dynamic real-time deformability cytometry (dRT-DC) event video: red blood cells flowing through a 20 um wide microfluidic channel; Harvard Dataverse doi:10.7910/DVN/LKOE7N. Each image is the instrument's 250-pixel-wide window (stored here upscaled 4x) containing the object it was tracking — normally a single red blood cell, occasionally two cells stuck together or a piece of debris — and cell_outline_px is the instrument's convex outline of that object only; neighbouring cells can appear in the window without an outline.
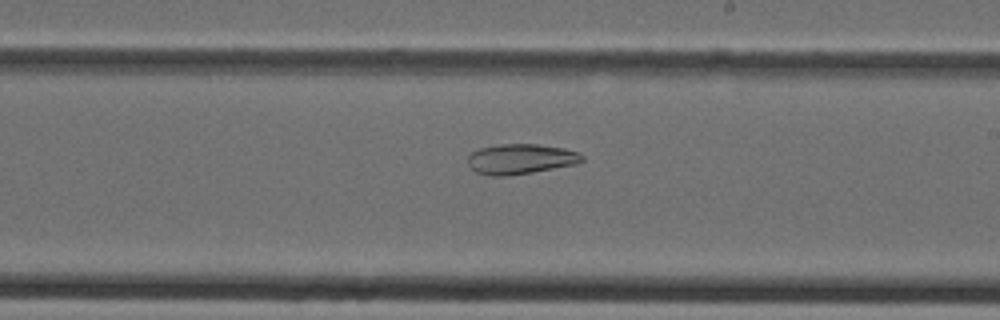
{"species": "Egyptian fruit bat (a non-hibernating species)", "species_latin": "Rousettus aegyptiacus", "temperature_condition": "cold", "stored_images_in_passage": 41, "camera_frame_rate_fps": 3000, "um_per_image_px": 0.085, "animal": {"sex": "female"}, "frame": {"image": 1, "passage_image": 24, "time_ms": 7.667, "image_size_px": [1000, 320], "cell_outline_px": [[584, 160], [576, 164], [532, 172], [504, 176], [492, 176], [476, 172], [468, 164], [468, 156], [472, 152], [480, 148], [500, 144], [536, 144], [564, 148], [580, 152], [584, 156]], "centroid_in_image_um": [44.27, 13.51], "position_along_channel_um": 244.7, "area_um2": 20.06}}
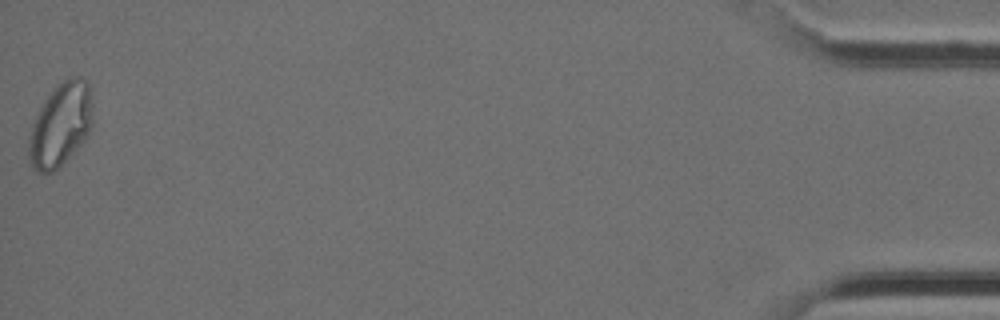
{"frame": {"image": 2, "passage_image": 41, "time_ms": 13.333, "image_size_px": [1000, 320], "cell_outline_px": [[92, 124], [84, 140], [52, 172], [36, 172], [32, 168], [28, 152], [28, 140], [32, 124], [40, 108], [56, 84], [72, 76], [80, 76], [88, 80], [92, 96]], "centroid_in_image_um": [5.15, 10.55], "position_along_channel_um": 430.0, "area_um2": 30.81}}